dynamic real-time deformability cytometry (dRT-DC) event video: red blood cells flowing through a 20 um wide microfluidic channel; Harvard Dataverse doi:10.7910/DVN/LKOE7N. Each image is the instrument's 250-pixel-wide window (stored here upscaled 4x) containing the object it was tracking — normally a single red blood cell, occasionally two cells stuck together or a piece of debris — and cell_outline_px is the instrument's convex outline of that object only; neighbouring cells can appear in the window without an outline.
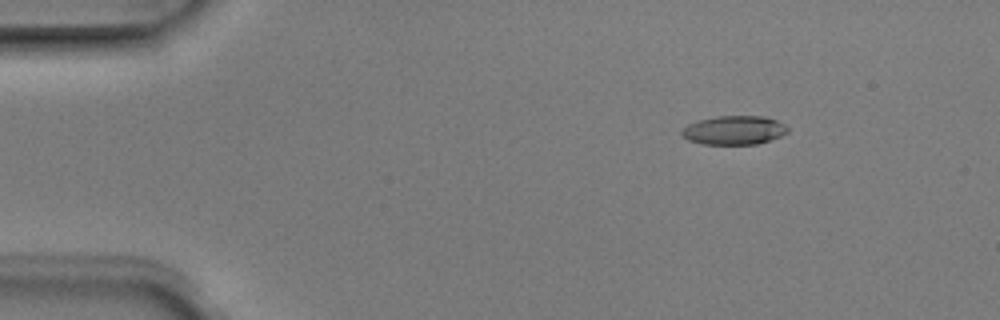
{"species": "Egyptian fruit bat (a non-hibernating species)", "species_latin": "Rousettus aegyptiacus", "temperature_condition": "room temperature", "stored_images_in_passage": 4, "camera_frame_rate_fps": 3000, "um_per_image_px": 0.085, "animal": {"sex": "male"}, "frame": {"image": 1, "passage_image": 2, "time_ms": 0.333, "image_size_px": [1000, 320], "cell_outline_px": [[788, 132], [780, 136], [756, 144], [704, 144], [688, 140], [680, 136], [680, 132], [688, 124], [700, 120], [716, 116], [764, 116], [776, 120], [784, 124], [788, 128]], "centroid_in_image_um": [62.37, 11.06], "position_along_channel_um": 22.6, "area_um2": 17.74}}